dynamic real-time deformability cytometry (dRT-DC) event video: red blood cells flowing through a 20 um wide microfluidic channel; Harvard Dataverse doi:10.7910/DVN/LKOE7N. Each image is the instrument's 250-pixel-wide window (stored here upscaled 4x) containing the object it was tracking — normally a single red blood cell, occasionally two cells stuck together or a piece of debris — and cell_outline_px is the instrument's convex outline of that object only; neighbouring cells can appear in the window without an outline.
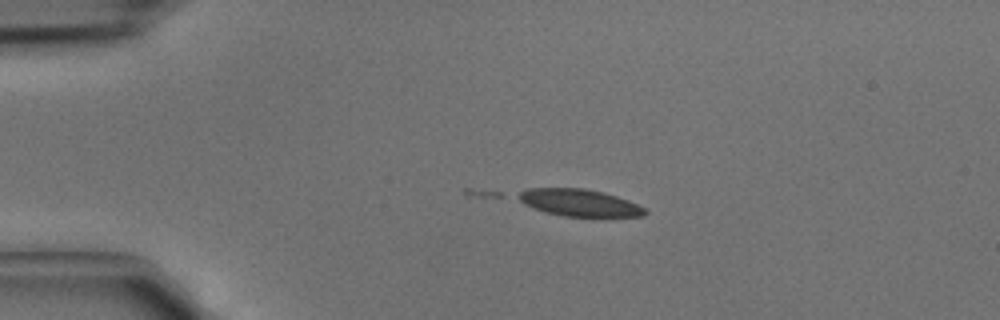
{"species": "common noctule bat (a hibernating species)", "species_latin": "Nyctalus noctula", "temperature_condition": "cold", "stored_images_in_passage": 2, "camera_frame_rate_fps": 3000, "um_per_image_px": 0.085, "animal": {"sex": "male", "body_mass_g": 15.6}, "frame": {"image": 1, "passage_image": 2, "time_ms": 0.333, "image_size_px": [1000, 320], "cell_outline_px": [[648, 212], [644, 216], [564, 216], [544, 212], [524, 204], [512, 196], [528, 188], [584, 188], [616, 196], [628, 200], [644, 208]], "centroid_in_image_um": [49.16, 17.22], "position_along_channel_um": 35.8, "area_um2": 19.88}}